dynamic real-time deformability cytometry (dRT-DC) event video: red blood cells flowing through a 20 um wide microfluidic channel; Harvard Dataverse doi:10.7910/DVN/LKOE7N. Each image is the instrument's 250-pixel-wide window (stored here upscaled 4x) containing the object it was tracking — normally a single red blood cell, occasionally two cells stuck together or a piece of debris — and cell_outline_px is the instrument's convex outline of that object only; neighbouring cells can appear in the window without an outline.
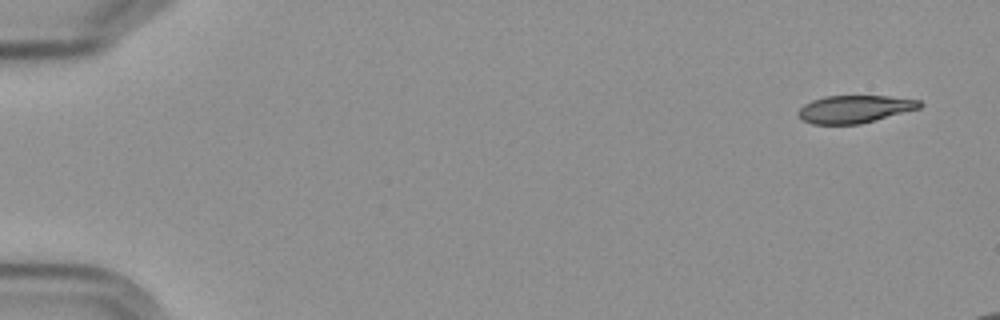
{"species": "Egyptian fruit bat (a non-hibernating species)", "species_latin": "Rousettus aegyptiacus", "temperature_condition": "cold", "stored_images_in_passage": 5, "camera_frame_rate_fps": 3000, "um_per_image_px": 0.085, "frame": {"image": 1, "passage_image": 1, "time_ms": 0.0, "image_size_px": [1000, 320], "cell_outline_px": [[924, 104], [920, 108], [860, 124], [812, 124], [804, 120], [796, 112], [804, 104], [812, 100], [824, 96], [888, 96], [920, 100]], "centroid_in_image_um": [72.65, 9.27], "position_along_channel_um": 12.3, "area_um2": 19.48}}
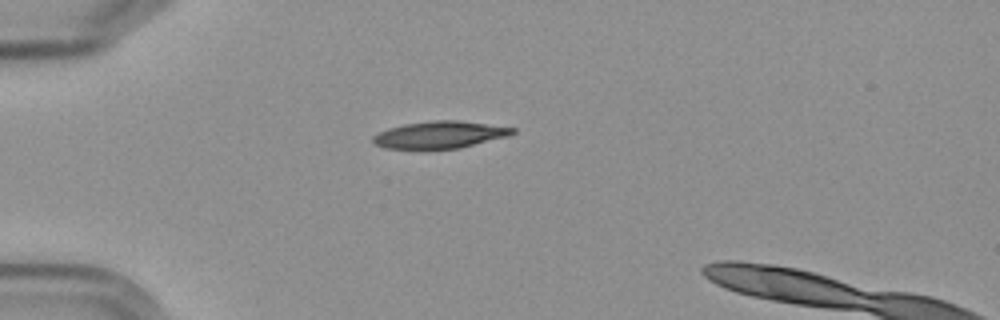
{"frame": {"image": 2, "passage_image": 4, "time_ms": 4.333, "image_size_px": [1000, 320], "cell_outline_px": [[516, 132], [508, 136], [460, 148], [384, 148], [376, 144], [372, 140], [372, 136], [388, 128], [404, 124], [432, 120], [456, 120], [516, 128]], "centroid_in_image_um": [37.39, 11.44], "position_along_channel_um": 47.6, "area_um2": 21.73}}